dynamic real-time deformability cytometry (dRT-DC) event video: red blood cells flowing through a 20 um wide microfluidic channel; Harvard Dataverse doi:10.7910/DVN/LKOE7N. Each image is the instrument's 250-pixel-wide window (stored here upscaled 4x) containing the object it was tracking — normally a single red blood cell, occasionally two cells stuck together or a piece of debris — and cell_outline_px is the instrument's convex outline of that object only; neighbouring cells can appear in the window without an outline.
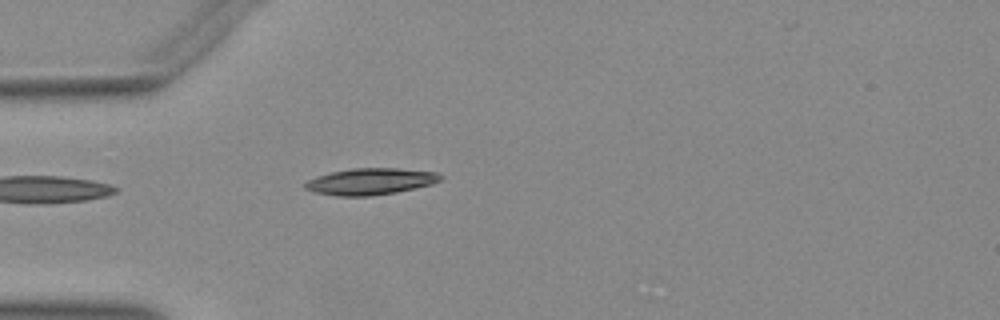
{"species": "Egyptian fruit bat (a non-hibernating species)", "species_latin": "Rousettus aegyptiacus", "temperature_condition": "warm", "stored_images_in_passage": 33, "camera_frame_rate_fps": 3000, "um_per_image_px": 0.085, "animal": {"sex": "female"}, "frame": {"image": 1, "passage_image": 1, "time_ms": 0.0, "image_size_px": [1000, 320], "cell_outline_px": [[444, 176], [440, 180], [432, 184], [396, 192], [372, 196], [336, 196], [316, 192], [304, 188], [304, 184], [308, 180], [316, 176], [332, 172], [352, 168], [396, 168], [440, 172]], "centroid_in_image_um": [31.52, 15.42], "position_along_channel_um": 53.5, "area_um2": 20.98}}
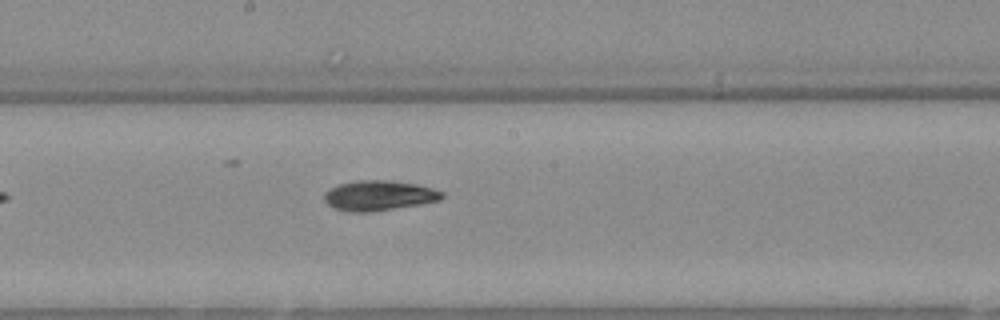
{"frame": {"image": 2, "passage_image": 14, "time_ms": 4.333, "image_size_px": [1000, 320], "cell_outline_px": [[444, 196], [440, 200], [420, 204], [368, 212], [352, 212], [336, 208], [328, 204], [324, 200], [324, 192], [340, 184], [356, 180], [388, 180], [416, 184], [432, 188], [444, 192]], "centroid_in_image_um": [32.22, 16.61], "position_along_channel_um": 216.0, "area_um2": 20.4}}
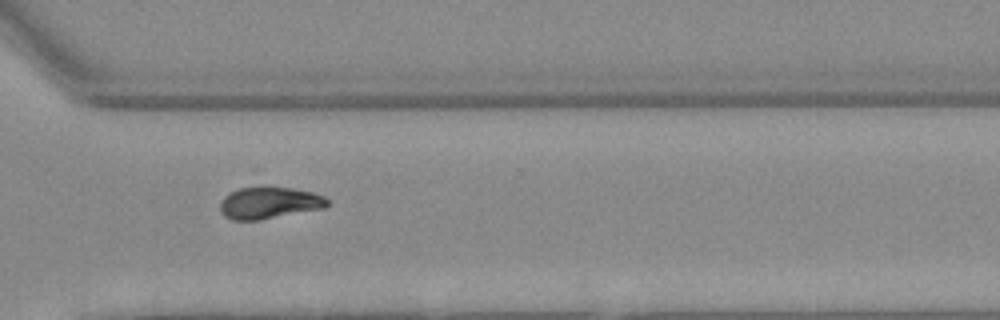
{"frame": {"image": 3, "passage_image": 24, "time_ms": 7.667, "image_size_px": [1000, 320], "cell_outline_px": [[328, 204], [324, 208], [260, 220], [232, 220], [224, 216], [220, 208], [220, 204], [224, 196], [240, 188], [288, 188], [312, 192], [324, 196], [328, 200]], "centroid_in_image_um": [22.88, 17.27], "position_along_channel_um": 347.7, "area_um2": 19.48}}